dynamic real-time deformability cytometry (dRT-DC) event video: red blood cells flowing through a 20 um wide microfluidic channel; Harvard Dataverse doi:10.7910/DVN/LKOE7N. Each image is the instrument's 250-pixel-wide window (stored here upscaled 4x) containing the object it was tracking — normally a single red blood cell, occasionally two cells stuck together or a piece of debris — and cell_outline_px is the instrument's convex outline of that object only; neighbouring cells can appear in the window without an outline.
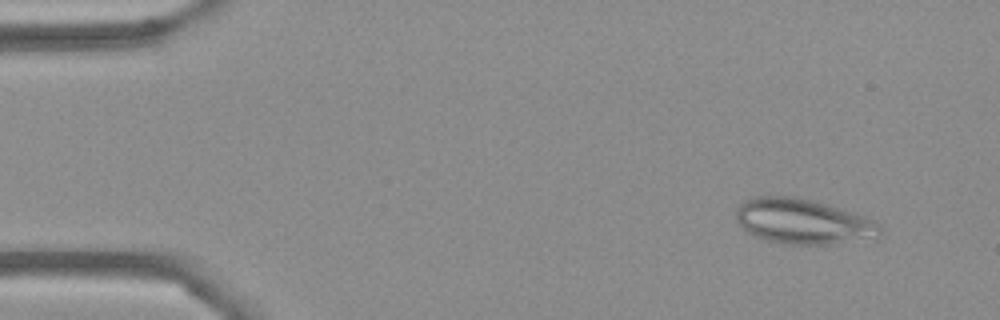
{"species": "Egyptian fruit bat (a non-hibernating species)", "species_latin": "Rousettus aegyptiacus", "temperature_condition": "cold", "stored_images_in_passage": 55, "camera_frame_rate_fps": 3000, "um_per_image_px": 0.085, "frame": {"image": 1, "passage_image": 5, "time_ms": 1.333, "image_size_px": [1000, 320], "cell_outline_px": [[880, 236], [832, 244], [788, 244], [764, 240], [752, 236], [740, 224], [736, 216], [736, 208], [744, 200], [752, 196], [796, 196], [812, 200], [840, 208], [864, 216], [880, 224]], "centroid_in_image_um": [68.2, 18.81], "position_along_channel_um": 16.8, "area_um2": 37.8}}
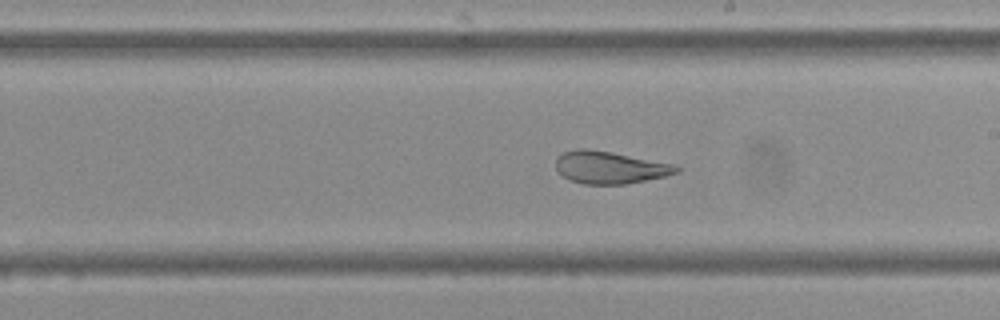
{"frame": {"image": 2, "passage_image": 31, "time_ms": 10.0, "image_size_px": [1000, 320], "cell_outline_px": [[680, 172], [664, 176], [624, 184], [584, 184], [568, 180], [556, 172], [556, 160], [564, 152], [580, 148], [584, 148], [612, 152], [676, 164], [680, 168]], "centroid_in_image_um": [51.83, 14.23], "position_along_channel_um": 237.2, "area_um2": 22.77}}
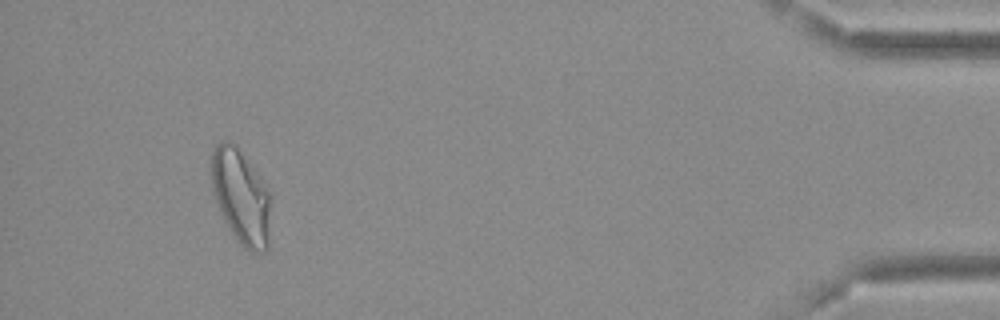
{"frame": {"image": 3, "passage_image": 51, "time_ms": 16.667, "image_size_px": [1000, 320], "cell_outline_px": [[272, 200], [268, 248], [264, 252], [252, 252], [244, 248], [236, 240], [224, 220], [216, 200], [212, 188], [212, 152], [216, 144], [220, 140], [228, 140], [236, 144], [264, 180]], "centroid_in_image_um": [20.53, 16.71], "position_along_channel_um": 414.7, "area_um2": 33.35}, "authors_computed_cell_mechanics": {"area_um2": 29.8248, "velocity_mm_per_s": 3.6712, "shape_relaxation_time_tau1_ms": null, "shape_relaxation_time_tau2_ms": 1.3566, "deformation_change_tau1": null, "deformation_change_tau2": 0.08}}